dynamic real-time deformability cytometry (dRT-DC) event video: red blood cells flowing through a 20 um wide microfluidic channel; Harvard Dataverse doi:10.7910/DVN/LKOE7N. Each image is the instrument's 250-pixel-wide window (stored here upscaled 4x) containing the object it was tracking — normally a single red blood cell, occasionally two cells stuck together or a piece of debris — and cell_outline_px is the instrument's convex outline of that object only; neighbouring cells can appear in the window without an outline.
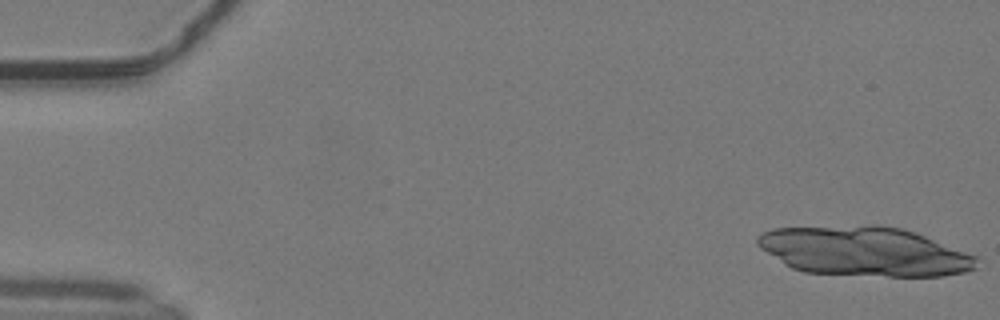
{"species": "common noctule bat (a hibernating species)", "species_latin": "Nyctalus noctula", "temperature_condition": "warm", "stored_images_in_passage": 12, "camera_frame_rate_fps": 3000, "um_per_image_px": 0.085, "animal": {"sex": "male", "body_mass_g": 19.2, "forearm_length_mm": 51.8}, "frame": {"image": 1, "passage_image": 3, "time_ms": 0.667, "image_size_px": [1000, 320], "cell_outline_px": [[968, 256], [964, 268], [956, 272], [928, 276], [900, 276], [816, 272], [800, 268], [912, 236], [916, 236]], "centroid_in_image_um": [76.23, 22.11], "position_along_channel_um": 8.8, "area_um2": 28.78}}